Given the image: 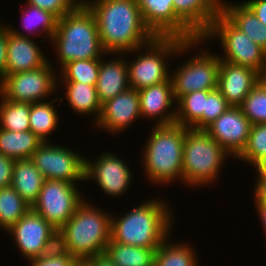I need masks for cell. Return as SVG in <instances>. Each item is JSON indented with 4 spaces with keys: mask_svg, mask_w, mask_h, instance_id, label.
Wrapping results in <instances>:
<instances>
[{
    "mask_svg": "<svg viewBox=\"0 0 266 266\" xmlns=\"http://www.w3.org/2000/svg\"><path fill=\"white\" fill-rule=\"evenodd\" d=\"M94 13L101 45L107 54L131 52L155 35L144 24L136 0H83Z\"/></svg>",
    "mask_w": 266,
    "mask_h": 266,
    "instance_id": "obj_1",
    "label": "cell"
},
{
    "mask_svg": "<svg viewBox=\"0 0 266 266\" xmlns=\"http://www.w3.org/2000/svg\"><path fill=\"white\" fill-rule=\"evenodd\" d=\"M162 200V197L150 198L124 215L112 214L111 240L141 248H158L171 236L175 221L170 204Z\"/></svg>",
    "mask_w": 266,
    "mask_h": 266,
    "instance_id": "obj_2",
    "label": "cell"
},
{
    "mask_svg": "<svg viewBox=\"0 0 266 266\" xmlns=\"http://www.w3.org/2000/svg\"><path fill=\"white\" fill-rule=\"evenodd\" d=\"M84 200L58 230L57 247L76 260L86 261L105 252L111 239V215Z\"/></svg>",
    "mask_w": 266,
    "mask_h": 266,
    "instance_id": "obj_3",
    "label": "cell"
},
{
    "mask_svg": "<svg viewBox=\"0 0 266 266\" xmlns=\"http://www.w3.org/2000/svg\"><path fill=\"white\" fill-rule=\"evenodd\" d=\"M51 43L59 70L70 61L101 59L109 55L101 45L94 13L84 2L58 19Z\"/></svg>",
    "mask_w": 266,
    "mask_h": 266,
    "instance_id": "obj_4",
    "label": "cell"
},
{
    "mask_svg": "<svg viewBox=\"0 0 266 266\" xmlns=\"http://www.w3.org/2000/svg\"><path fill=\"white\" fill-rule=\"evenodd\" d=\"M204 42V43H203ZM205 40L198 37L192 40H184L175 36H155L150 42L132 50L131 52L123 53L137 54V58L132 62H127L128 65V82L132 89L141 90L152 85H156L167 81L170 78L171 69L169 70L168 60L176 55H186L190 53L192 48H196ZM196 46V47H195ZM145 49V50H143ZM145 52V53H144ZM183 53V54H182Z\"/></svg>",
    "mask_w": 266,
    "mask_h": 266,
    "instance_id": "obj_5",
    "label": "cell"
},
{
    "mask_svg": "<svg viewBox=\"0 0 266 266\" xmlns=\"http://www.w3.org/2000/svg\"><path fill=\"white\" fill-rule=\"evenodd\" d=\"M152 127L140 155L146 178L154 185L182 183L185 127L177 123Z\"/></svg>",
    "mask_w": 266,
    "mask_h": 266,
    "instance_id": "obj_6",
    "label": "cell"
},
{
    "mask_svg": "<svg viewBox=\"0 0 266 266\" xmlns=\"http://www.w3.org/2000/svg\"><path fill=\"white\" fill-rule=\"evenodd\" d=\"M229 156L205 130L185 127L182 183L192 188L210 186L218 181Z\"/></svg>",
    "mask_w": 266,
    "mask_h": 266,
    "instance_id": "obj_7",
    "label": "cell"
},
{
    "mask_svg": "<svg viewBox=\"0 0 266 266\" xmlns=\"http://www.w3.org/2000/svg\"><path fill=\"white\" fill-rule=\"evenodd\" d=\"M220 42L219 59L236 65L249 67L258 73L266 65V52L245 33L235 27L221 12L215 17L209 30L202 36ZM224 55V56H223Z\"/></svg>",
    "mask_w": 266,
    "mask_h": 266,
    "instance_id": "obj_8",
    "label": "cell"
},
{
    "mask_svg": "<svg viewBox=\"0 0 266 266\" xmlns=\"http://www.w3.org/2000/svg\"><path fill=\"white\" fill-rule=\"evenodd\" d=\"M52 65L54 64L49 60L37 69L4 76L0 80V95L4 99L17 102L35 103L47 100L58 89L57 70Z\"/></svg>",
    "mask_w": 266,
    "mask_h": 266,
    "instance_id": "obj_9",
    "label": "cell"
},
{
    "mask_svg": "<svg viewBox=\"0 0 266 266\" xmlns=\"http://www.w3.org/2000/svg\"><path fill=\"white\" fill-rule=\"evenodd\" d=\"M199 53L183 61L174 71L170 72L173 95L177 101L181 96L200 90L217 89L220 59L205 47L199 48ZM177 69V70H176Z\"/></svg>",
    "mask_w": 266,
    "mask_h": 266,
    "instance_id": "obj_10",
    "label": "cell"
},
{
    "mask_svg": "<svg viewBox=\"0 0 266 266\" xmlns=\"http://www.w3.org/2000/svg\"><path fill=\"white\" fill-rule=\"evenodd\" d=\"M77 186L67 181L45 179L32 209L59 230L86 199Z\"/></svg>",
    "mask_w": 266,
    "mask_h": 266,
    "instance_id": "obj_11",
    "label": "cell"
},
{
    "mask_svg": "<svg viewBox=\"0 0 266 266\" xmlns=\"http://www.w3.org/2000/svg\"><path fill=\"white\" fill-rule=\"evenodd\" d=\"M72 150L59 144L43 142L30 160L45 179L78 184L79 181H85L86 157Z\"/></svg>",
    "mask_w": 266,
    "mask_h": 266,
    "instance_id": "obj_12",
    "label": "cell"
},
{
    "mask_svg": "<svg viewBox=\"0 0 266 266\" xmlns=\"http://www.w3.org/2000/svg\"><path fill=\"white\" fill-rule=\"evenodd\" d=\"M15 246L28 261L57 248L58 230L32 208L6 231Z\"/></svg>",
    "mask_w": 266,
    "mask_h": 266,
    "instance_id": "obj_13",
    "label": "cell"
},
{
    "mask_svg": "<svg viewBox=\"0 0 266 266\" xmlns=\"http://www.w3.org/2000/svg\"><path fill=\"white\" fill-rule=\"evenodd\" d=\"M94 162L85 158V181H95L108 197L126 194L132 183V170L114 152H102Z\"/></svg>",
    "mask_w": 266,
    "mask_h": 266,
    "instance_id": "obj_14",
    "label": "cell"
},
{
    "mask_svg": "<svg viewBox=\"0 0 266 266\" xmlns=\"http://www.w3.org/2000/svg\"><path fill=\"white\" fill-rule=\"evenodd\" d=\"M144 24L155 36L192 40L198 36L175 14L173 0H136Z\"/></svg>",
    "mask_w": 266,
    "mask_h": 266,
    "instance_id": "obj_15",
    "label": "cell"
},
{
    "mask_svg": "<svg viewBox=\"0 0 266 266\" xmlns=\"http://www.w3.org/2000/svg\"><path fill=\"white\" fill-rule=\"evenodd\" d=\"M252 124L240 107L230 106L205 131L231 156L236 158L245 148Z\"/></svg>",
    "mask_w": 266,
    "mask_h": 266,
    "instance_id": "obj_16",
    "label": "cell"
},
{
    "mask_svg": "<svg viewBox=\"0 0 266 266\" xmlns=\"http://www.w3.org/2000/svg\"><path fill=\"white\" fill-rule=\"evenodd\" d=\"M141 117L139 91L129 88L116 97L102 104L98 121L93 124L96 129L108 131L113 135L125 131Z\"/></svg>",
    "mask_w": 266,
    "mask_h": 266,
    "instance_id": "obj_17",
    "label": "cell"
},
{
    "mask_svg": "<svg viewBox=\"0 0 266 266\" xmlns=\"http://www.w3.org/2000/svg\"><path fill=\"white\" fill-rule=\"evenodd\" d=\"M258 82L254 69L220 60L217 89L230 106L239 107Z\"/></svg>",
    "mask_w": 266,
    "mask_h": 266,
    "instance_id": "obj_18",
    "label": "cell"
},
{
    "mask_svg": "<svg viewBox=\"0 0 266 266\" xmlns=\"http://www.w3.org/2000/svg\"><path fill=\"white\" fill-rule=\"evenodd\" d=\"M141 117L154 122V125L175 123L176 103L172 82L167 81L139 90ZM173 108V109H172Z\"/></svg>",
    "mask_w": 266,
    "mask_h": 266,
    "instance_id": "obj_19",
    "label": "cell"
},
{
    "mask_svg": "<svg viewBox=\"0 0 266 266\" xmlns=\"http://www.w3.org/2000/svg\"><path fill=\"white\" fill-rule=\"evenodd\" d=\"M33 38L22 37L7 29V63L5 76L37 69L44 66L50 59L41 51Z\"/></svg>",
    "mask_w": 266,
    "mask_h": 266,
    "instance_id": "obj_20",
    "label": "cell"
},
{
    "mask_svg": "<svg viewBox=\"0 0 266 266\" xmlns=\"http://www.w3.org/2000/svg\"><path fill=\"white\" fill-rule=\"evenodd\" d=\"M113 55L116 58L113 59ZM104 58H108V56L100 59L99 76L96 84L97 95L101 104L130 88L128 58L124 54L116 55L113 53L111 60Z\"/></svg>",
    "mask_w": 266,
    "mask_h": 266,
    "instance_id": "obj_21",
    "label": "cell"
},
{
    "mask_svg": "<svg viewBox=\"0 0 266 266\" xmlns=\"http://www.w3.org/2000/svg\"><path fill=\"white\" fill-rule=\"evenodd\" d=\"M222 0H173L175 14L202 37L221 12Z\"/></svg>",
    "mask_w": 266,
    "mask_h": 266,
    "instance_id": "obj_22",
    "label": "cell"
},
{
    "mask_svg": "<svg viewBox=\"0 0 266 266\" xmlns=\"http://www.w3.org/2000/svg\"><path fill=\"white\" fill-rule=\"evenodd\" d=\"M222 0L221 13L266 52V25L241 1Z\"/></svg>",
    "mask_w": 266,
    "mask_h": 266,
    "instance_id": "obj_23",
    "label": "cell"
},
{
    "mask_svg": "<svg viewBox=\"0 0 266 266\" xmlns=\"http://www.w3.org/2000/svg\"><path fill=\"white\" fill-rule=\"evenodd\" d=\"M61 82V83H60ZM63 84V85H62ZM59 85L64 86L65 96L60 101L67 100L68 106L78 115H93V123L95 124L101 114L102 104L97 95L96 86L88 85L77 81H58ZM65 97V99H64Z\"/></svg>",
    "mask_w": 266,
    "mask_h": 266,
    "instance_id": "obj_24",
    "label": "cell"
},
{
    "mask_svg": "<svg viewBox=\"0 0 266 266\" xmlns=\"http://www.w3.org/2000/svg\"><path fill=\"white\" fill-rule=\"evenodd\" d=\"M20 10L22 13V29L28 32L24 33L23 30L20 32L19 29L17 30L15 27L6 25L5 23L6 28L15 35L28 38L35 37L36 34L37 36L45 34L43 38H48L51 41L57 29L58 18L53 13L28 3H25V7L20 8Z\"/></svg>",
    "mask_w": 266,
    "mask_h": 266,
    "instance_id": "obj_25",
    "label": "cell"
},
{
    "mask_svg": "<svg viewBox=\"0 0 266 266\" xmlns=\"http://www.w3.org/2000/svg\"><path fill=\"white\" fill-rule=\"evenodd\" d=\"M45 178L30 159L15 160L11 186L32 206L38 199Z\"/></svg>",
    "mask_w": 266,
    "mask_h": 266,
    "instance_id": "obj_26",
    "label": "cell"
},
{
    "mask_svg": "<svg viewBox=\"0 0 266 266\" xmlns=\"http://www.w3.org/2000/svg\"><path fill=\"white\" fill-rule=\"evenodd\" d=\"M212 90H200L187 93L176 101L175 123L183 127L204 130V112L206 100Z\"/></svg>",
    "mask_w": 266,
    "mask_h": 266,
    "instance_id": "obj_27",
    "label": "cell"
},
{
    "mask_svg": "<svg viewBox=\"0 0 266 266\" xmlns=\"http://www.w3.org/2000/svg\"><path fill=\"white\" fill-rule=\"evenodd\" d=\"M42 143L31 130L16 132L0 128V154L8 158L30 159Z\"/></svg>",
    "mask_w": 266,
    "mask_h": 266,
    "instance_id": "obj_28",
    "label": "cell"
},
{
    "mask_svg": "<svg viewBox=\"0 0 266 266\" xmlns=\"http://www.w3.org/2000/svg\"><path fill=\"white\" fill-rule=\"evenodd\" d=\"M58 100H60L59 96L49 102L45 100L30 103V130L43 142H51L49 137L52 136L53 131L55 132L60 122L54 105V102Z\"/></svg>",
    "mask_w": 266,
    "mask_h": 266,
    "instance_id": "obj_29",
    "label": "cell"
},
{
    "mask_svg": "<svg viewBox=\"0 0 266 266\" xmlns=\"http://www.w3.org/2000/svg\"><path fill=\"white\" fill-rule=\"evenodd\" d=\"M156 251L157 248H141L110 239L105 254L115 266H154Z\"/></svg>",
    "mask_w": 266,
    "mask_h": 266,
    "instance_id": "obj_30",
    "label": "cell"
},
{
    "mask_svg": "<svg viewBox=\"0 0 266 266\" xmlns=\"http://www.w3.org/2000/svg\"><path fill=\"white\" fill-rule=\"evenodd\" d=\"M169 236L155 254L154 266H199L196 251L191 243L174 242ZM170 239V240H169ZM171 241V242H170ZM173 242V243H172Z\"/></svg>",
    "mask_w": 266,
    "mask_h": 266,
    "instance_id": "obj_31",
    "label": "cell"
},
{
    "mask_svg": "<svg viewBox=\"0 0 266 266\" xmlns=\"http://www.w3.org/2000/svg\"><path fill=\"white\" fill-rule=\"evenodd\" d=\"M31 208L12 186L0 188V231L9 230Z\"/></svg>",
    "mask_w": 266,
    "mask_h": 266,
    "instance_id": "obj_32",
    "label": "cell"
},
{
    "mask_svg": "<svg viewBox=\"0 0 266 266\" xmlns=\"http://www.w3.org/2000/svg\"><path fill=\"white\" fill-rule=\"evenodd\" d=\"M0 128L9 131L30 130V103L4 99L0 95Z\"/></svg>",
    "mask_w": 266,
    "mask_h": 266,
    "instance_id": "obj_33",
    "label": "cell"
},
{
    "mask_svg": "<svg viewBox=\"0 0 266 266\" xmlns=\"http://www.w3.org/2000/svg\"><path fill=\"white\" fill-rule=\"evenodd\" d=\"M99 67L100 59L70 61L60 69L58 81H77L96 86Z\"/></svg>",
    "mask_w": 266,
    "mask_h": 266,
    "instance_id": "obj_34",
    "label": "cell"
},
{
    "mask_svg": "<svg viewBox=\"0 0 266 266\" xmlns=\"http://www.w3.org/2000/svg\"><path fill=\"white\" fill-rule=\"evenodd\" d=\"M239 107L252 126L266 124V88L258 82Z\"/></svg>",
    "mask_w": 266,
    "mask_h": 266,
    "instance_id": "obj_35",
    "label": "cell"
},
{
    "mask_svg": "<svg viewBox=\"0 0 266 266\" xmlns=\"http://www.w3.org/2000/svg\"><path fill=\"white\" fill-rule=\"evenodd\" d=\"M263 157H266V124L253 125L245 148L235 159L253 166Z\"/></svg>",
    "mask_w": 266,
    "mask_h": 266,
    "instance_id": "obj_36",
    "label": "cell"
},
{
    "mask_svg": "<svg viewBox=\"0 0 266 266\" xmlns=\"http://www.w3.org/2000/svg\"><path fill=\"white\" fill-rule=\"evenodd\" d=\"M83 0H27L26 3L53 13L58 19L75 10Z\"/></svg>",
    "mask_w": 266,
    "mask_h": 266,
    "instance_id": "obj_37",
    "label": "cell"
},
{
    "mask_svg": "<svg viewBox=\"0 0 266 266\" xmlns=\"http://www.w3.org/2000/svg\"><path fill=\"white\" fill-rule=\"evenodd\" d=\"M230 105L218 89L212 90L206 100V112H204V130L222 115Z\"/></svg>",
    "mask_w": 266,
    "mask_h": 266,
    "instance_id": "obj_38",
    "label": "cell"
},
{
    "mask_svg": "<svg viewBox=\"0 0 266 266\" xmlns=\"http://www.w3.org/2000/svg\"><path fill=\"white\" fill-rule=\"evenodd\" d=\"M77 260L58 247L39 258L29 260L31 266H73Z\"/></svg>",
    "mask_w": 266,
    "mask_h": 266,
    "instance_id": "obj_39",
    "label": "cell"
},
{
    "mask_svg": "<svg viewBox=\"0 0 266 266\" xmlns=\"http://www.w3.org/2000/svg\"><path fill=\"white\" fill-rule=\"evenodd\" d=\"M15 160L0 154V188L11 186Z\"/></svg>",
    "mask_w": 266,
    "mask_h": 266,
    "instance_id": "obj_40",
    "label": "cell"
},
{
    "mask_svg": "<svg viewBox=\"0 0 266 266\" xmlns=\"http://www.w3.org/2000/svg\"><path fill=\"white\" fill-rule=\"evenodd\" d=\"M7 28L4 25L0 29V80L5 76L7 63Z\"/></svg>",
    "mask_w": 266,
    "mask_h": 266,
    "instance_id": "obj_41",
    "label": "cell"
},
{
    "mask_svg": "<svg viewBox=\"0 0 266 266\" xmlns=\"http://www.w3.org/2000/svg\"><path fill=\"white\" fill-rule=\"evenodd\" d=\"M242 2L266 25V0H244Z\"/></svg>",
    "mask_w": 266,
    "mask_h": 266,
    "instance_id": "obj_42",
    "label": "cell"
},
{
    "mask_svg": "<svg viewBox=\"0 0 266 266\" xmlns=\"http://www.w3.org/2000/svg\"><path fill=\"white\" fill-rule=\"evenodd\" d=\"M253 197L260 203L266 205V179H256Z\"/></svg>",
    "mask_w": 266,
    "mask_h": 266,
    "instance_id": "obj_43",
    "label": "cell"
},
{
    "mask_svg": "<svg viewBox=\"0 0 266 266\" xmlns=\"http://www.w3.org/2000/svg\"><path fill=\"white\" fill-rule=\"evenodd\" d=\"M89 266H115L111 259L104 253L97 254L86 260Z\"/></svg>",
    "mask_w": 266,
    "mask_h": 266,
    "instance_id": "obj_44",
    "label": "cell"
},
{
    "mask_svg": "<svg viewBox=\"0 0 266 266\" xmlns=\"http://www.w3.org/2000/svg\"><path fill=\"white\" fill-rule=\"evenodd\" d=\"M252 167L256 169V179H266V157L258 160Z\"/></svg>",
    "mask_w": 266,
    "mask_h": 266,
    "instance_id": "obj_45",
    "label": "cell"
},
{
    "mask_svg": "<svg viewBox=\"0 0 266 266\" xmlns=\"http://www.w3.org/2000/svg\"><path fill=\"white\" fill-rule=\"evenodd\" d=\"M255 201V208L257 209L256 212L259 214V219L261 221V224L264 229V233L266 234V205L260 204L255 198H253Z\"/></svg>",
    "mask_w": 266,
    "mask_h": 266,
    "instance_id": "obj_46",
    "label": "cell"
},
{
    "mask_svg": "<svg viewBox=\"0 0 266 266\" xmlns=\"http://www.w3.org/2000/svg\"><path fill=\"white\" fill-rule=\"evenodd\" d=\"M259 82L266 88V65L259 72Z\"/></svg>",
    "mask_w": 266,
    "mask_h": 266,
    "instance_id": "obj_47",
    "label": "cell"
},
{
    "mask_svg": "<svg viewBox=\"0 0 266 266\" xmlns=\"http://www.w3.org/2000/svg\"><path fill=\"white\" fill-rule=\"evenodd\" d=\"M73 266H89L87 261L77 260Z\"/></svg>",
    "mask_w": 266,
    "mask_h": 266,
    "instance_id": "obj_48",
    "label": "cell"
}]
</instances>
